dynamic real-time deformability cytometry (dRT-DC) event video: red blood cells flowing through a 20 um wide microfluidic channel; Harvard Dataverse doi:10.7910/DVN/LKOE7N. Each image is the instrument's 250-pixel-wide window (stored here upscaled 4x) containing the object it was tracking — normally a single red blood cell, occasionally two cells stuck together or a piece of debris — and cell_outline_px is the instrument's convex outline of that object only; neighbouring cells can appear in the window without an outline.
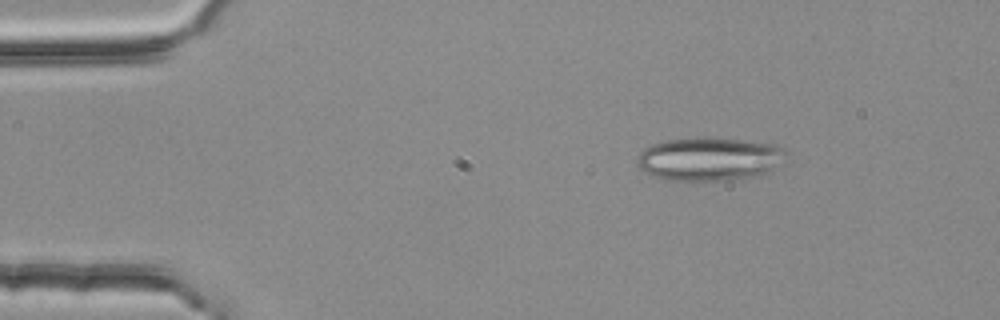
{"species": "common noctule bat (a hibernating species)", "species_latin": "Nyctalus noctula", "temperature_condition": "room temperature", "stored_images_in_passage": 48, "camera_frame_rate_fps": 3000, "um_per_image_px": 0.085, "animal": {"sex": "female", "body_mass_g": 25.1}, "frame": {"image": 1, "passage_image": 2, "time_ms": 0.333, "image_size_px": [1000, 320], "cell_outline_px": [[780, 148], [768, 168], [752, 176], [720, 180], [668, 180], [652, 176], [644, 172], [636, 164], [636, 156], [644, 148], [652, 144], [668, 140], [744, 140], [776, 144]], "centroid_in_image_um": [60.01, 13.53], "position_along_channel_um": 25.0, "area_um2": 35.14}}
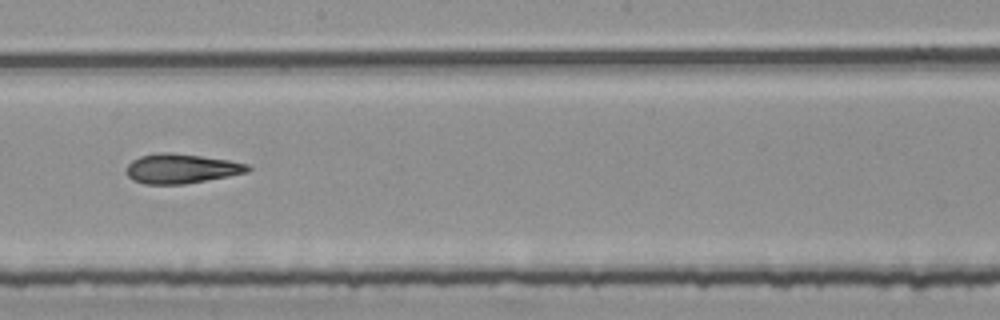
{"frame": {"image": 2, "passage_image": 24, "time_ms": 7.667, "image_size_px": [1000, 320], "cell_outline_px": [[252, 168], [248, 172], [228, 176], [184, 184], [144, 184], [132, 180], [128, 176], [124, 168], [132, 160], [140, 156], [160, 152], [168, 152], [200, 156], [228, 160], [248, 164]], "centroid_in_image_um": [15.37, 14.33], "position_along_channel_um": 232.8, "area_um2": 20.92}}
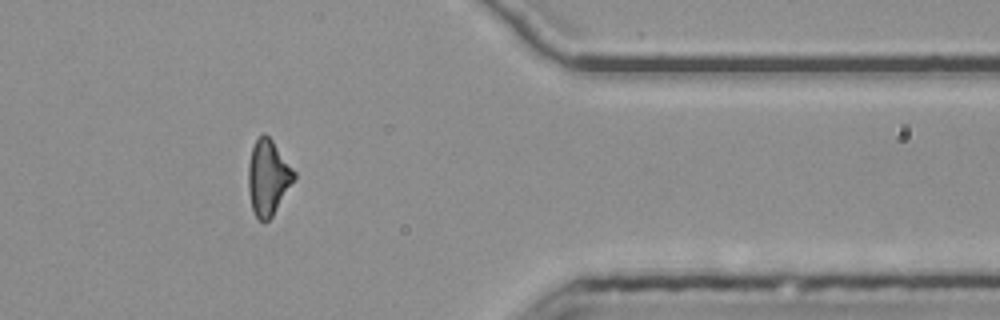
{"frame": {"image": 3, "passage_image": 38, "time_ms": 12.333, "image_size_px": [1000, 320], "cell_outline_px": [[296, 176], [272, 216], [264, 224], [256, 216], [252, 208], [248, 192], [248, 164], [252, 148], [256, 140], [264, 132], [272, 140], [296, 172]], "centroid_in_image_um": [22.77, 15.09], "position_along_channel_um": 388.6, "area_um2": 19.88}}